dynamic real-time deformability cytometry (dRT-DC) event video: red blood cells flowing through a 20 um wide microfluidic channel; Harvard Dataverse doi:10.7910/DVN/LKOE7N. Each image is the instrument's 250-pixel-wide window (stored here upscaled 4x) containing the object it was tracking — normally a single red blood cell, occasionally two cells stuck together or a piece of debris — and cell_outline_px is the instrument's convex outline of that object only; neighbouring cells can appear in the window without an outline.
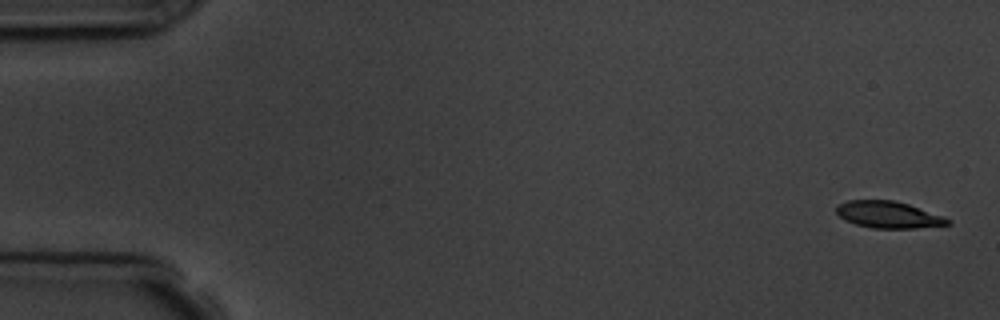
{"species": "common noctule bat (a hibernating species)", "species_latin": "Nyctalus noctula", "temperature_condition": "room temperature", "stored_images_in_passage": 6, "camera_frame_rate_fps": 3000, "um_per_image_px": 0.085, "animal": {"sex": "male", "body_mass_g": 19.5, "forearm_length_mm": 54.6}, "frame": {"image": 1, "passage_image": 1, "time_ms": 0.0, "image_size_px": [1000, 320], "cell_outline_px": [[952, 224], [916, 228], [872, 228], [856, 224], [844, 220], [836, 212], [836, 208], [840, 204], [848, 200], [896, 200], [944, 216], [952, 220]], "centroid_in_image_um": [75.55, 18.25], "position_along_channel_um": 9.5, "area_um2": 17.4}}
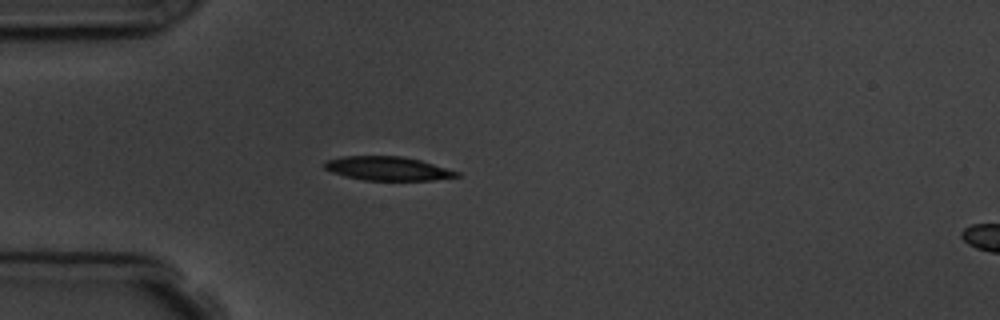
{"frame": {"image": 2, "passage_image": 5, "time_ms": 4.667, "image_size_px": [1000, 320], "cell_outline_px": [[460, 176], [432, 180], [364, 180], [344, 176], [332, 172], [324, 168], [324, 160], [340, 156], [400, 156], [420, 160], [460, 172]], "centroid_in_image_um": [32.91, 14.32], "position_along_channel_um": 52.1, "area_um2": 18.38}}